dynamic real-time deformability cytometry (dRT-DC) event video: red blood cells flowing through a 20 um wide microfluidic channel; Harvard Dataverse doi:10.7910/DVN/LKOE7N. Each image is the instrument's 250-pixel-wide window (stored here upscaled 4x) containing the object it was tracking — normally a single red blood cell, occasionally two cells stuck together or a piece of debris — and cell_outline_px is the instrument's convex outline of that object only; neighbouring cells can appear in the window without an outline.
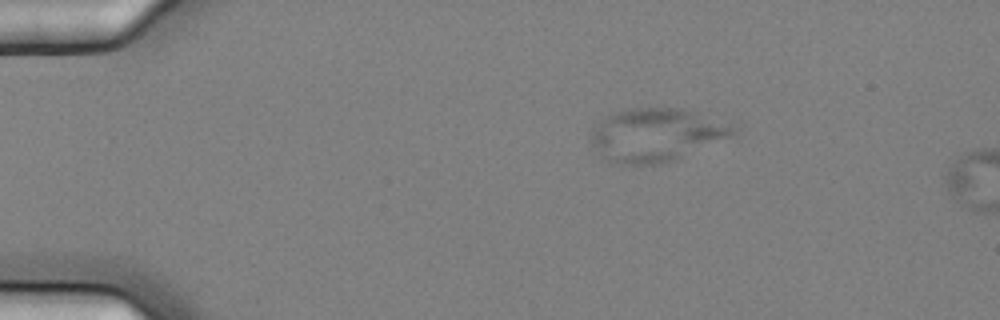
{"species": "common noctule bat (a hibernating species)", "species_latin": "Nyctalus noctula", "temperature_condition": "cold", "stored_images_in_passage": 3, "camera_frame_rate_fps": 3000, "um_per_image_px": 0.085, "animal": {"sex": "female", "body_mass_g": 25.1}, "frame": {"image": 1, "passage_image": 1, "time_ms": 0.0, "image_size_px": [1000, 320], "cell_outline_px": [[740, 128], [736, 136], [672, 160], [656, 164], [628, 164], [608, 160], [588, 140], [592, 132], [608, 112], [632, 108], [684, 108]], "centroid_in_image_um": [55.82, 11.44], "position_along_channel_um": 29.2, "area_um2": 43.81}}